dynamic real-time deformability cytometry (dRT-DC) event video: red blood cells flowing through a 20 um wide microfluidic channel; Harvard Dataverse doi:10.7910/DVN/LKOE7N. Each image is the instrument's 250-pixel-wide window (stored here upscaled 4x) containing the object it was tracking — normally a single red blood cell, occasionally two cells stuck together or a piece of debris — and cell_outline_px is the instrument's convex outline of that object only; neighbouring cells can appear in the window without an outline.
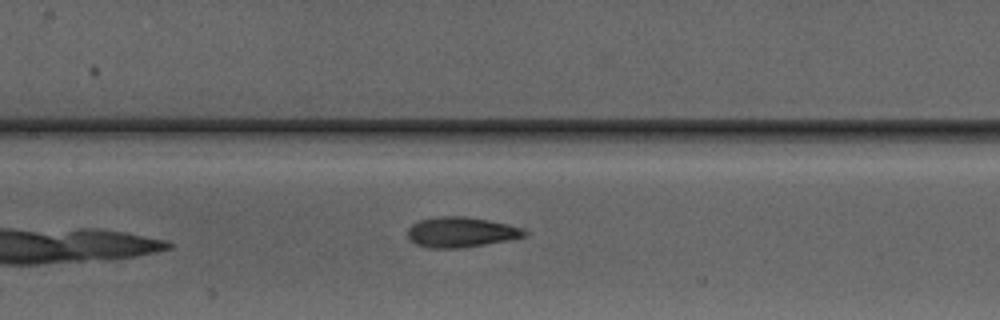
{"species": "Egyptian fruit bat (a non-hibernating species)", "species_latin": "Rousettus aegyptiacus", "temperature_condition": "warm", "stored_images_in_passage": 7, "camera_frame_rate_fps": 3000, "um_per_image_px": 0.085, "animal": {"sex": "male"}, "frame": {"image": 1, "passage_image": 7, "time_ms": 8.0, "image_size_px": [1000, 320], "cell_outline_px": [[528, 236], [508, 240], [460, 248], [428, 248], [416, 244], [408, 240], [408, 228], [412, 224], [420, 220], [436, 216], [468, 216], [528, 228]], "centroid_in_image_um": [39.22, 19.72], "position_along_channel_um": 168.2, "area_um2": 20.92}}